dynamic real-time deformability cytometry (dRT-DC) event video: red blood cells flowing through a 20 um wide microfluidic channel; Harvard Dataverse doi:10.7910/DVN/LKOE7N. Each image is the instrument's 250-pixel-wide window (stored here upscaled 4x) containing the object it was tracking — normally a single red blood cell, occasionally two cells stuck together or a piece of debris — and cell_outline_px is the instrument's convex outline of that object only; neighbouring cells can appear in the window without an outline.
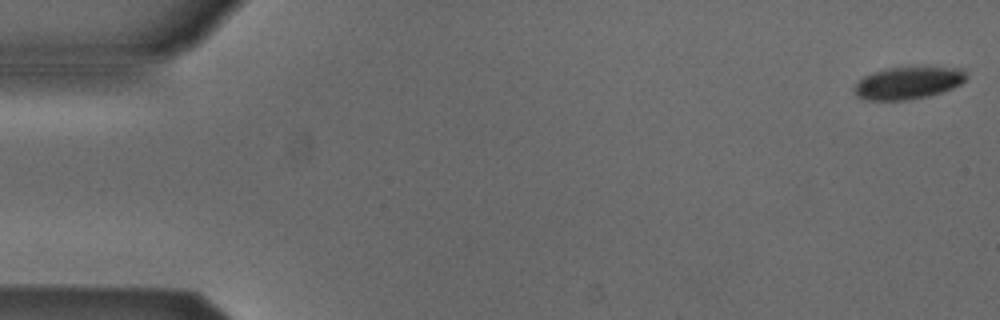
{"species": "Egyptian fruit bat (a non-hibernating species)", "species_latin": "Rousettus aegyptiacus", "temperature_condition": "cold", "stored_images_in_passage": 12, "camera_frame_rate_fps": 3000, "um_per_image_px": 0.085, "animal": {"sex": "male"}, "frame": {"image": 1, "passage_image": 1, "time_ms": 0.0, "image_size_px": [1000, 320], "cell_outline_px": [[964, 80], [960, 84], [952, 88], [928, 96], [904, 100], [868, 100], [856, 96], [852, 88], [864, 76], [872, 72], [888, 68], [916, 64], [928, 64], [960, 68], [964, 72]], "centroid_in_image_um": [77.18, 6.99], "position_along_channel_um": 7.8, "area_um2": 21.79}}